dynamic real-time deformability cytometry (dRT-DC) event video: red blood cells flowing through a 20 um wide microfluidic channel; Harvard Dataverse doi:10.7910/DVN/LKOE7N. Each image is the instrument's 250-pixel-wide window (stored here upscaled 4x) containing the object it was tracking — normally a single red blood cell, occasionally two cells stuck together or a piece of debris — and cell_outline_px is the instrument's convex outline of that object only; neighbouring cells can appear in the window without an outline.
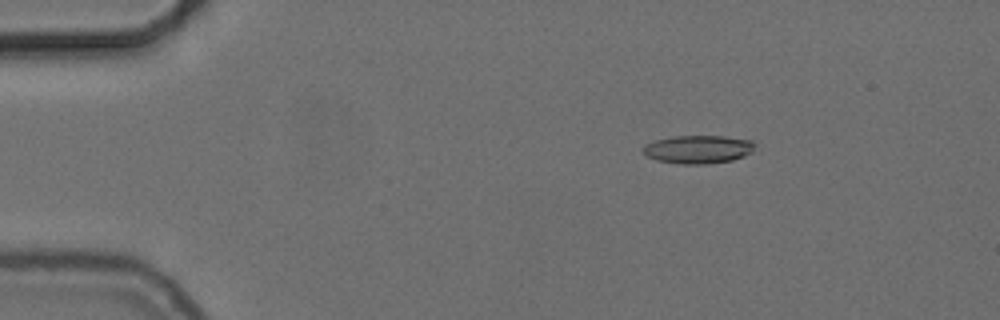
{"species": "common noctule bat (a hibernating species)", "species_latin": "Nyctalus noctula", "temperature_condition": "cold", "stored_images_in_passage": 55, "camera_frame_rate_fps": 3000, "um_per_image_px": 0.085, "animal": {"sex": "female", "body_mass_g": 24.6, "forearm_length_mm": 56.2}, "frame": {"image": 1, "passage_image": 9, "time_ms": 2.667, "image_size_px": [1000, 320], "cell_outline_px": [[756, 144], [752, 152], [744, 156], [732, 160], [708, 164], [680, 164], [656, 160], [648, 156], [644, 152], [644, 144], [656, 140], [672, 136], [724, 136], [752, 140]], "centroid_in_image_um": [59.37, 12.69], "position_along_channel_um": 25.6, "area_um2": 18.44}}
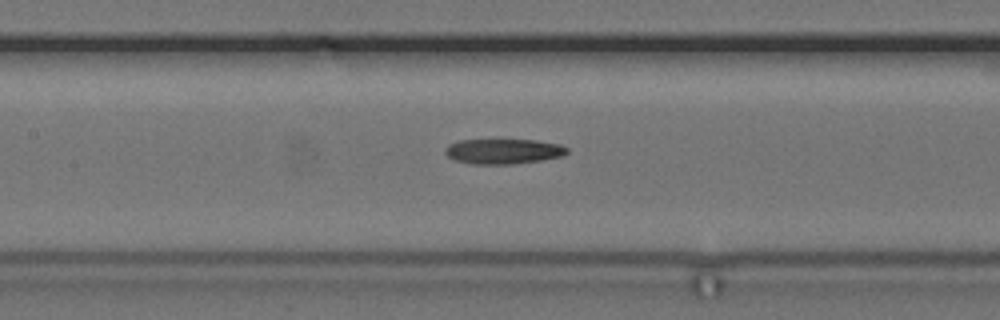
{"frame": {"image": 2, "passage_image": 26, "time_ms": 8.333, "image_size_px": [1000, 320], "cell_outline_px": [[568, 152], [564, 156], [540, 160], [512, 164], [472, 164], [456, 160], [448, 156], [444, 152], [444, 148], [448, 144], [460, 140], [536, 140], [560, 144], [568, 148]], "centroid_in_image_um": [42.79, 12.86], "position_along_channel_um": 164.6, "area_um2": 17.86}}
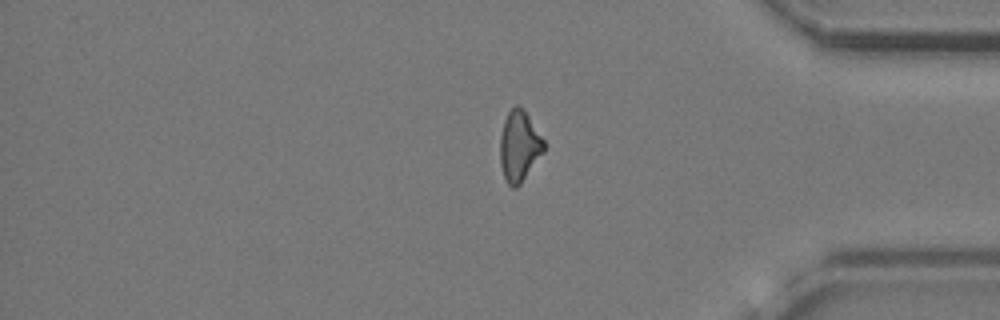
{"frame": {"image": 3, "passage_image": 46, "time_ms": 15.0, "image_size_px": [1000, 320], "cell_outline_px": [[544, 152], [520, 184], [516, 188], [512, 188], [508, 184], [504, 176], [500, 164], [500, 136], [504, 120], [508, 112], [516, 104], [528, 116], [544, 140]], "centroid_in_image_um": [44.12, 12.45], "position_along_channel_um": 391.1, "area_um2": 17.8}, "authors_computed_cell_mechanics": {"area_um2": 18.207, "velocity_mm_per_s": 3.7202, "shape_relaxation_time_tau1_ms": 7.6675, "shape_relaxation_time_tau2_ms": null, "deformation_change_tau1": 0.1668, "deformation_change_tau2": null}}